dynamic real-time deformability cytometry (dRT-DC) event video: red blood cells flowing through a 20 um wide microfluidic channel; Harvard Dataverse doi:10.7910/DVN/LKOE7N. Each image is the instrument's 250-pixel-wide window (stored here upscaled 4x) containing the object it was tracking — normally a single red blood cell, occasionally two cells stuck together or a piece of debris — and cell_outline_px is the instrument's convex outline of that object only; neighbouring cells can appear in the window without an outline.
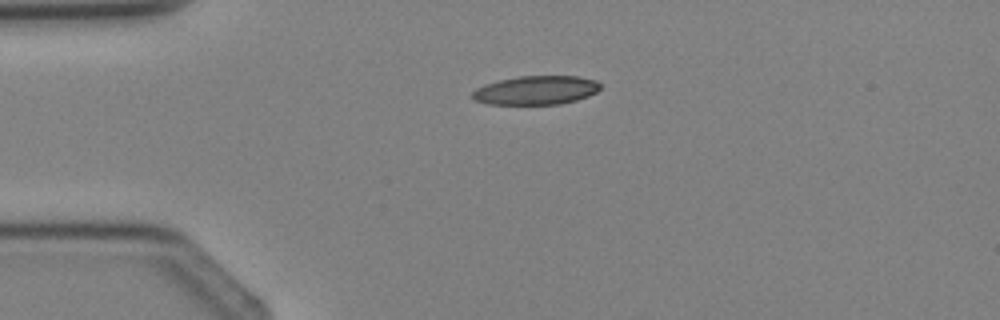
{"species": "Egyptian fruit bat (a non-hibernating species)", "species_latin": "Rousettus aegyptiacus", "temperature_condition": "cold", "stored_images_in_passage": 1, "camera_frame_rate_fps": 3000, "um_per_image_px": 0.085, "animal": {"sex": "female"}, "frame": {"image": 1, "passage_image": 1, "time_ms": 0.0, "image_size_px": [1000, 320], "cell_outline_px": [[600, 88], [596, 92], [588, 96], [576, 100], [560, 104], [488, 104], [472, 100], [472, 92], [476, 88], [484, 84], [500, 80], [520, 76], [580, 76], [596, 80], [600, 84]], "centroid_in_image_um": [45.55, 7.67], "position_along_channel_um": 39.5, "area_um2": 21.56}}